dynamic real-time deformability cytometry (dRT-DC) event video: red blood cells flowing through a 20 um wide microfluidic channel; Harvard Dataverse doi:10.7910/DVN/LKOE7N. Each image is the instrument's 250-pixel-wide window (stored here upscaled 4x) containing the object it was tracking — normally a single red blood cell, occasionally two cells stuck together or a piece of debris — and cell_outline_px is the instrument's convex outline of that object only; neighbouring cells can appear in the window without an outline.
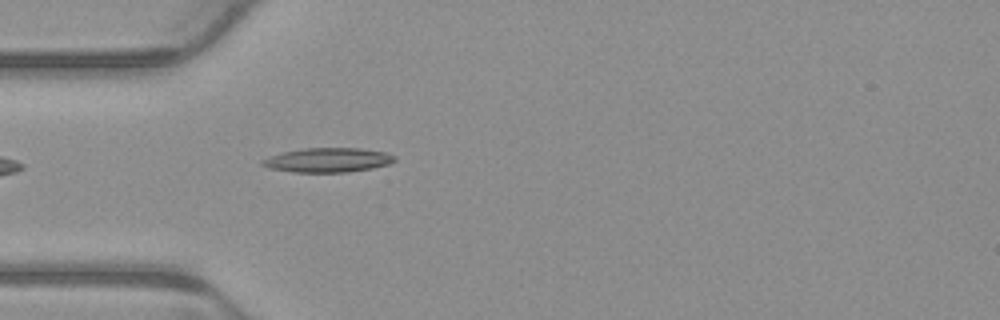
{"species": "common noctule bat (a hibernating species)", "species_latin": "Nyctalus noctula", "temperature_condition": "warm", "stored_images_in_passage": 5, "camera_frame_rate_fps": 3000, "um_per_image_px": 0.085, "animal": {"sex": "male", "body_mass_g": 23.1, "forearm_length_mm": 52.7}, "frame": {"image": 1, "passage_image": 5, "time_ms": 1.333, "image_size_px": [1000, 320], "cell_outline_px": [[396, 160], [388, 164], [372, 168], [348, 172], [292, 172], [268, 168], [260, 164], [260, 160], [268, 156], [280, 152], [304, 148], [360, 148], [384, 152], [396, 156]], "centroid_in_image_um": [27.81, 13.6], "position_along_channel_um": 57.2, "area_um2": 18.96}}